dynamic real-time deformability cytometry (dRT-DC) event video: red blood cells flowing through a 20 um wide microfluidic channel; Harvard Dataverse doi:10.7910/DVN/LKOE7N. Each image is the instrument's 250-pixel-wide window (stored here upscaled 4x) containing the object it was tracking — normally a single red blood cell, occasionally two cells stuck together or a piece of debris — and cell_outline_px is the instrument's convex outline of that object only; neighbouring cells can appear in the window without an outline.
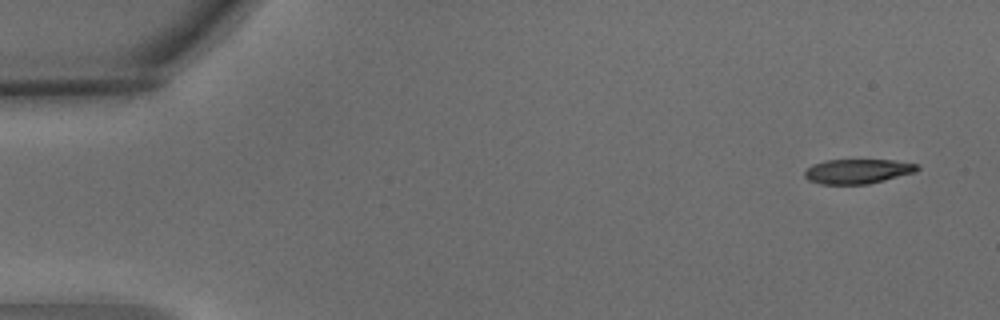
{"species": "common noctule bat (a hibernating species)", "species_latin": "Nyctalus noctula", "temperature_condition": "warm", "stored_images_in_passage": 2, "camera_frame_rate_fps": 3000, "um_per_image_px": 0.085, "animal": {"sex": "male", "body_mass_g": 15.6}, "frame": {"image": 1, "passage_image": 1, "time_ms": 0.0, "image_size_px": [1000, 320], "cell_outline_px": [[920, 168], [916, 172], [868, 184], [820, 184], [808, 180], [804, 176], [804, 172], [812, 164], [828, 160], [892, 160], [920, 164]], "centroid_in_image_um": [72.92, 14.56], "position_along_channel_um": 12.1, "area_um2": 16.18}}